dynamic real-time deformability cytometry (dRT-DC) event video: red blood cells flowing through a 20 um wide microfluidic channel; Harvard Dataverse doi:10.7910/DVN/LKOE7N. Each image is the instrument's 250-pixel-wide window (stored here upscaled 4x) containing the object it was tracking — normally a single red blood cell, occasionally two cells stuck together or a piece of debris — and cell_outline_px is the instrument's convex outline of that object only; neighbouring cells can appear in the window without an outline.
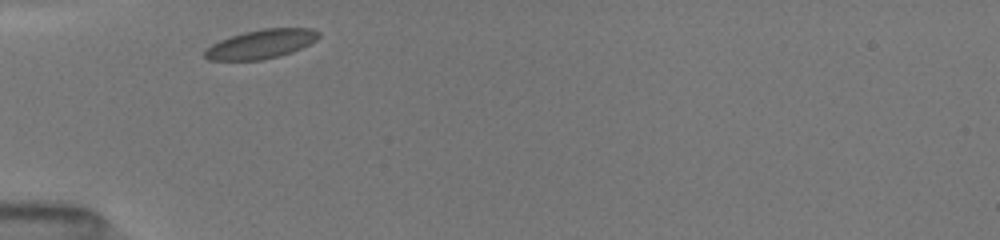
{"species": "common noctule bat (a hibernating species)", "species_latin": "Nyctalus noctula", "temperature_condition": "room temperature", "stored_images_in_passage": 24, "camera_frame_rate_fps": 3000, "um_per_image_px": 0.085, "animal": {"sex": "female", "body_mass_g": 19.5, "forearm_length_mm": 54.1}, "frame": {"image": 1, "passage_image": 1, "time_ms": 0.0, "image_size_px": [1000, 240], "cell_outline_px": [[320, 36], [316, 40], [292, 52], [280, 56], [264, 60], [208, 60], [204, 56], [204, 52], [212, 44], [220, 40], [244, 32], [264, 28], [312, 28], [320, 32]], "centroid_in_image_um": [22.21, 3.75], "position_along_channel_um": 62.8, "area_um2": 19.19}}
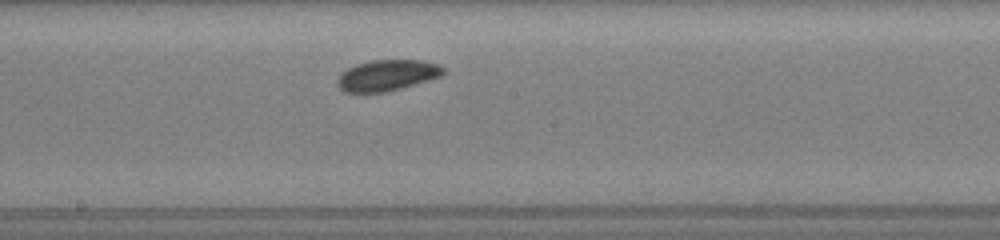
{"frame": {"image": 2, "passage_image": 12, "time_ms": 4.0, "image_size_px": [1000, 240], "cell_outline_px": [[444, 72], [440, 76], [400, 88], [384, 92], [344, 92], [336, 84], [336, 80], [340, 72], [356, 64], [372, 60], [420, 60], [436, 64], [444, 68]], "centroid_in_image_um": [32.83, 6.39], "position_along_channel_um": 215.4, "area_um2": 18.9}}
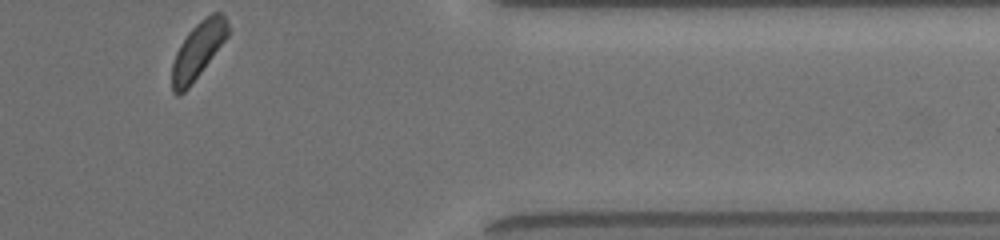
{"frame": {"image": 3, "passage_image": 24, "time_ms": 9.0, "image_size_px": [1000, 240], "cell_outline_px": [[232, 32], [188, 88], [180, 96], [176, 96], [172, 92], [172, 64], [176, 52], [180, 44], [188, 32], [204, 16], [212, 12], [224, 12], [228, 20]], "centroid_in_image_um": [16.87, 4.23], "position_along_channel_um": 394.5, "area_um2": 18.79}, "authors_computed_cell_mechanics": {"area_um2": 19.0451, "velocity_mm_per_s": 3.9619, "shape_relaxation_time_tau1_ms": 1.1704, "shape_relaxation_time_tau2_ms": null, "deformation_change_tau1": 0.0411, "deformation_change_tau2": null}}